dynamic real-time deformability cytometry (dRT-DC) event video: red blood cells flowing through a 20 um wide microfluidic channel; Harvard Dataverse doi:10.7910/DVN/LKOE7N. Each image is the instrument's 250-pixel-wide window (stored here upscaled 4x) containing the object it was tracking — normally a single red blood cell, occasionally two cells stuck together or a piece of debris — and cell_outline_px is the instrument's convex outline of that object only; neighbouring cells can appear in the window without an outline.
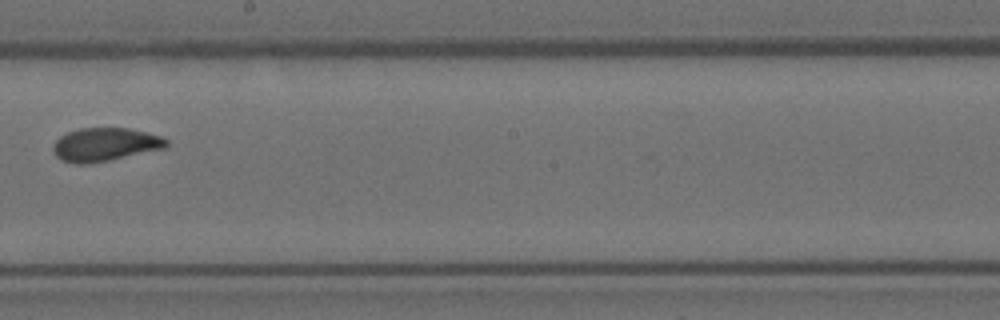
{"species": "Egyptian fruit bat (a non-hibernating species)", "species_latin": "Rousettus aegyptiacus", "temperature_condition": "room temperature", "stored_images_in_passage": 7, "camera_frame_rate_fps": 3000, "um_per_image_px": 0.085, "animal": {"sex": "female"}, "frame": {"image": 1, "passage_image": 6, "time_ms": 1.667, "image_size_px": [1000, 320], "cell_outline_px": [[168, 148], [88, 164], [76, 164], [64, 160], [56, 156], [52, 148], [56, 140], [60, 136], [68, 132], [80, 128], [128, 128], [160, 136], [168, 140]], "centroid_in_image_um": [8.94, 12.28], "position_along_channel_um": 239.3, "area_um2": 21.91}}
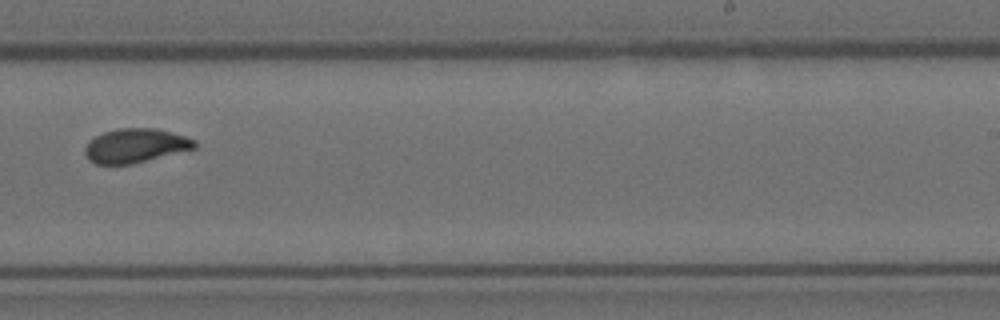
{"frame": {"image": 2, "passage_image": 7, "time_ms": 2.0, "image_size_px": [1000, 320], "cell_outline_px": [[196, 148], [132, 164], [96, 164], [88, 160], [84, 152], [84, 148], [88, 140], [104, 132], [120, 128], [156, 128], [184, 136], [196, 140]], "centroid_in_image_um": [11.48, 12.38], "position_along_channel_um": 277.5, "area_um2": 21.79}}